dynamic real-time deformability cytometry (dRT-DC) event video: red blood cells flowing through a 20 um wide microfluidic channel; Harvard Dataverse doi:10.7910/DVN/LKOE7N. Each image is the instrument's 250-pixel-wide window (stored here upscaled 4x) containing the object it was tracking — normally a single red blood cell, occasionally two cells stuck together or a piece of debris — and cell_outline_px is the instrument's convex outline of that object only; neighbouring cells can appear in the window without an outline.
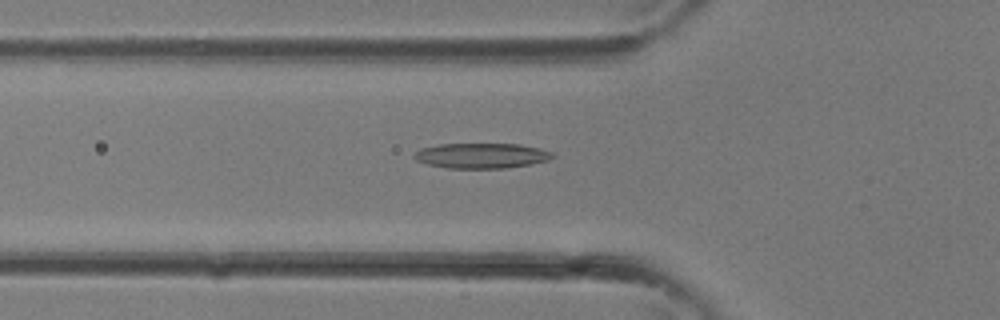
{"species": "common noctule bat (a hibernating species)", "species_latin": "Nyctalus noctula", "temperature_condition": "room temperature", "stored_images_in_passage": 34, "camera_frame_rate_fps": 3000, "um_per_image_px": 0.085, "animal": {"sex": "female"}, "frame": {"image": 1, "passage_image": 12, "time_ms": 3.667, "image_size_px": [1000, 320], "cell_outline_px": [[556, 156], [548, 160], [532, 164], [504, 168], [448, 168], [428, 164], [416, 160], [412, 156], [420, 148], [440, 144], [520, 144], [540, 148], [552, 152]], "centroid_in_image_um": [40.95, 13.23], "position_along_channel_um": 84.9, "area_um2": 20.35}}
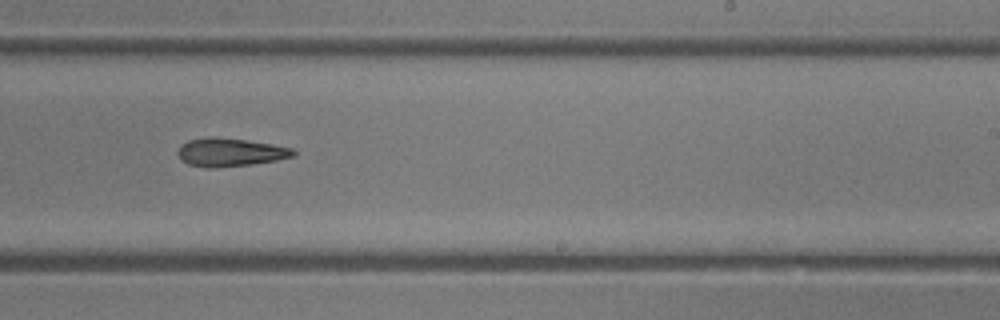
{"frame": {"image": 2, "passage_image": 21, "time_ms": 6.667, "image_size_px": [1000, 320], "cell_outline_px": [[296, 156], [276, 160], [248, 164], [216, 168], [208, 168], [188, 164], [180, 160], [176, 152], [180, 144], [188, 140], [208, 136], [216, 136], [272, 144], [292, 148], [296, 152]], "centroid_in_image_um": [19.5, 12.93], "position_along_channel_um": 269.5, "area_um2": 19.19}}
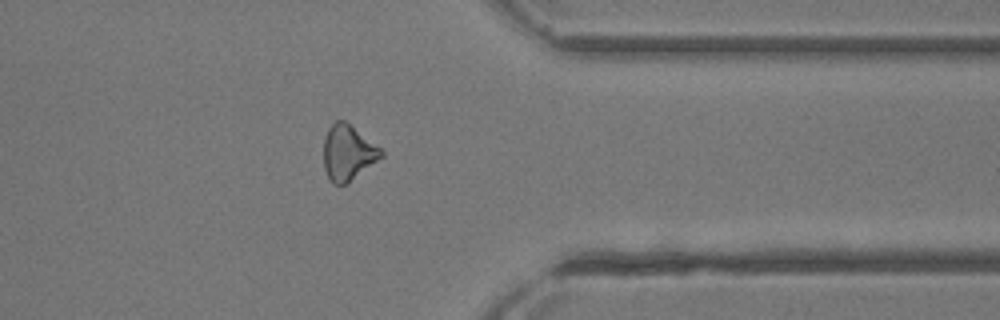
{"frame": {"image": 3, "passage_image": 27, "time_ms": 8.667, "image_size_px": [1000, 320], "cell_outline_px": [[384, 156], [348, 184], [332, 184], [324, 168], [324, 140], [328, 128], [336, 120], [344, 120], [380, 148], [384, 152]], "centroid_in_image_um": [29.58, 13.01], "position_along_channel_um": 381.8, "area_um2": 18.5}}